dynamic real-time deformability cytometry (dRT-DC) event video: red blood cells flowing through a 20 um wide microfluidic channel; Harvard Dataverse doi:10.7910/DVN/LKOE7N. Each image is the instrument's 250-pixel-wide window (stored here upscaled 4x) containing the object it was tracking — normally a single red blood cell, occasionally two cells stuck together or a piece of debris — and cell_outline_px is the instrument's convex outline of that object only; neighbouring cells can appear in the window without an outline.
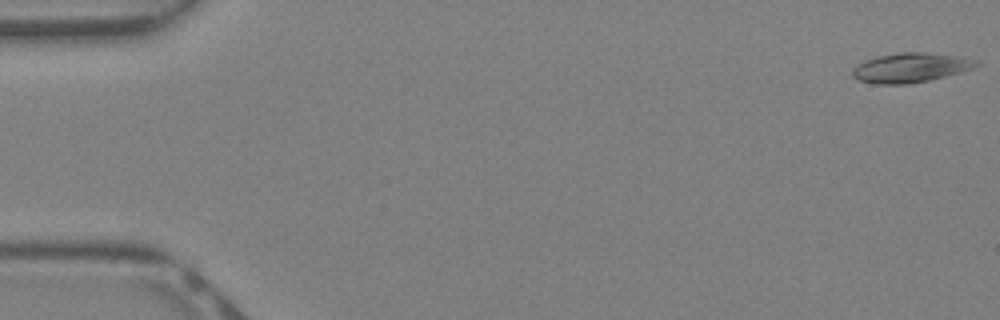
{"species": "Egyptian fruit bat (a non-hibernating species)", "species_latin": "Rousettus aegyptiacus", "temperature_condition": "warm", "stored_images_in_passage": 41, "camera_frame_rate_fps": 3000, "um_per_image_px": 0.085, "animal": {"sex": "female"}, "frame": {"image": 1, "passage_image": 1, "time_ms": 0.0, "image_size_px": [1000, 320], "cell_outline_px": [[980, 64], [972, 68], [960, 72], [928, 80], [908, 84], [876, 84], [856, 80], [852, 76], [852, 68], [868, 60], [880, 56], [900, 52], [924, 52], [960, 56], [980, 60]], "centroid_in_image_um": [77.42, 5.75], "position_along_channel_um": 7.6, "area_um2": 21.15}}
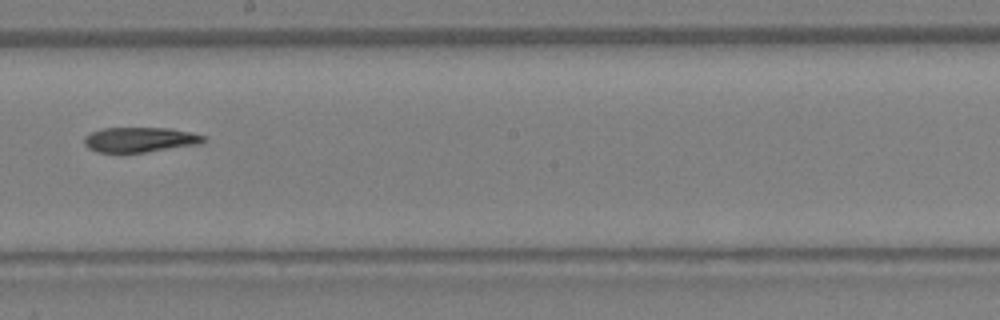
{"frame": {"image": 2, "passage_image": 24, "time_ms": 7.667, "image_size_px": [1000, 320], "cell_outline_px": [[208, 140], [200, 144], [148, 152], [96, 152], [88, 148], [84, 144], [84, 136], [92, 132], [104, 128], [168, 128], [188, 132], [204, 136]], "centroid_in_image_um": [11.89, 11.88], "position_along_channel_um": 236.3, "area_um2": 17.34}}
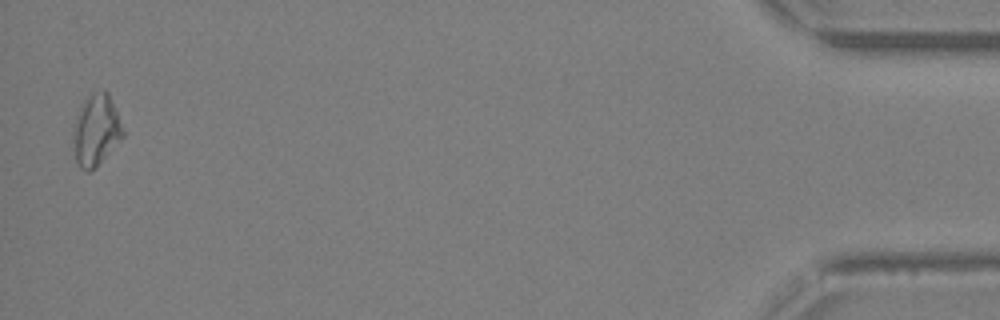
{"frame": {"image": 3, "passage_image": 41, "time_ms": 13.333, "image_size_px": [1000, 320], "cell_outline_px": [[124, 136], [96, 168], [88, 172], [84, 172], [80, 168], [76, 160], [72, 140], [72, 136], [76, 116], [80, 104], [92, 92], [104, 88], [108, 92], [124, 128]], "centroid_in_image_um": [8.16, 11.06], "position_along_channel_um": 427.0, "area_um2": 21.1}}